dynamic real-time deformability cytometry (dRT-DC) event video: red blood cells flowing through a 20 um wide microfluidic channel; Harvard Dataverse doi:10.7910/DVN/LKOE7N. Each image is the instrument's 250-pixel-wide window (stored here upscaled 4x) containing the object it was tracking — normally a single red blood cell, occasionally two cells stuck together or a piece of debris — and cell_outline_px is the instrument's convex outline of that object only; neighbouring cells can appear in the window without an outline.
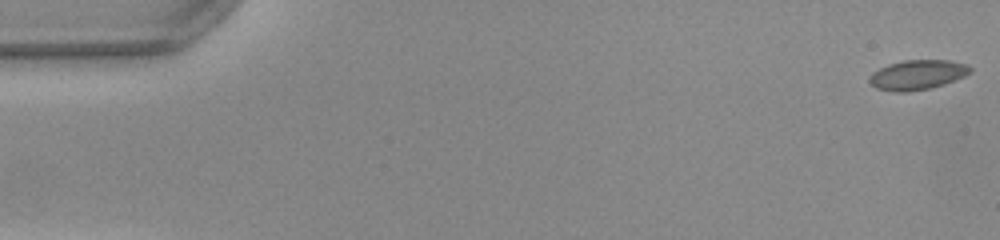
{"species": "common noctule bat (a hibernating species)", "species_latin": "Nyctalus noctula", "temperature_condition": "warm", "stored_images_in_passage": 50, "camera_frame_rate_fps": 3000, "um_per_image_px": 0.085, "animal": {"sex": "female", "body_mass_g": 22.0, "forearm_length_mm": 56.7}, "frame": {"image": 1, "passage_image": 1, "time_ms": 0.0, "image_size_px": [1000, 240], "cell_outline_px": [[972, 72], [964, 76], [944, 84], [928, 88], [904, 92], [892, 92], [876, 88], [868, 80], [868, 76], [872, 72], [888, 64], [904, 60], [948, 60], [968, 64], [972, 68]], "centroid_in_image_um": [77.97, 6.35], "position_along_channel_um": 7.0, "area_um2": 17.51}}
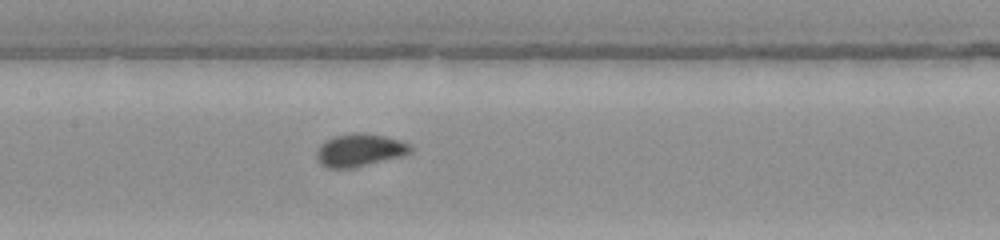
{"frame": {"image": 2, "passage_image": 25, "time_ms": 8.0, "image_size_px": [1000, 240], "cell_outline_px": [[412, 152], [404, 156], [352, 168], [328, 168], [320, 164], [316, 156], [316, 152], [320, 144], [332, 136], [352, 132], [364, 132], [384, 136], [400, 140], [412, 144]], "centroid_in_image_um": [30.58, 12.75], "position_along_channel_um": 176.8, "area_um2": 18.26}}
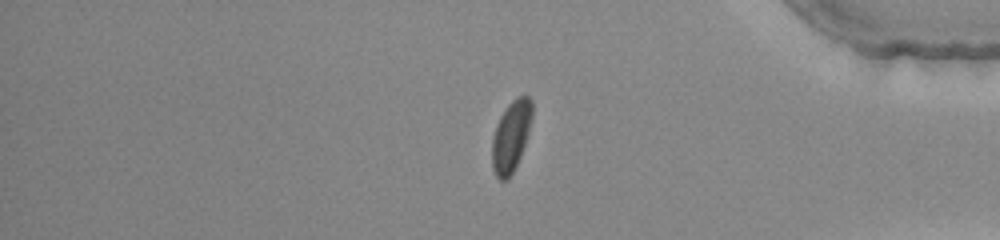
{"frame": {"image": 3, "passage_image": 43, "time_ms": 14.0, "image_size_px": [1000, 240], "cell_outline_px": [[532, 116], [528, 132], [520, 156], [508, 180], [500, 180], [496, 176], [492, 168], [492, 140], [496, 124], [500, 116], [508, 104], [516, 96], [528, 96], [532, 100]], "centroid_in_image_um": [43.42, 11.56], "position_along_channel_um": 391.8, "area_um2": 16.42}, "authors_computed_cell_mechanics": {"area_um2": 16.8198, "velocity_mm_per_s": 3.9882, "shape_relaxation_time_tau1_ms": 2.8332, "shape_relaxation_time_tau2_ms": null, "deformation_change_tau1": 0.0862, "deformation_change_tau2": null}}